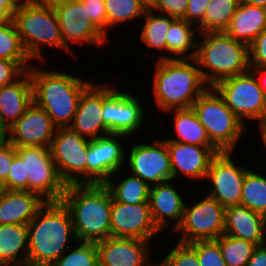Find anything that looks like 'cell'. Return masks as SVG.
Returning <instances> with one entry per match:
<instances>
[{
  "label": "cell",
  "mask_w": 266,
  "mask_h": 266,
  "mask_svg": "<svg viewBox=\"0 0 266 266\" xmlns=\"http://www.w3.org/2000/svg\"><path fill=\"white\" fill-rule=\"evenodd\" d=\"M13 16L3 7L0 6V24L12 21Z\"/></svg>",
  "instance_id": "50"
},
{
  "label": "cell",
  "mask_w": 266,
  "mask_h": 266,
  "mask_svg": "<svg viewBox=\"0 0 266 266\" xmlns=\"http://www.w3.org/2000/svg\"><path fill=\"white\" fill-rule=\"evenodd\" d=\"M255 76L249 70L212 86L242 122L244 118L256 119L260 123L266 120V95Z\"/></svg>",
  "instance_id": "9"
},
{
  "label": "cell",
  "mask_w": 266,
  "mask_h": 266,
  "mask_svg": "<svg viewBox=\"0 0 266 266\" xmlns=\"http://www.w3.org/2000/svg\"><path fill=\"white\" fill-rule=\"evenodd\" d=\"M240 0H211L203 21L197 25L200 33L224 31L233 17Z\"/></svg>",
  "instance_id": "31"
},
{
  "label": "cell",
  "mask_w": 266,
  "mask_h": 266,
  "mask_svg": "<svg viewBox=\"0 0 266 266\" xmlns=\"http://www.w3.org/2000/svg\"><path fill=\"white\" fill-rule=\"evenodd\" d=\"M240 2L266 8V0H240Z\"/></svg>",
  "instance_id": "51"
},
{
  "label": "cell",
  "mask_w": 266,
  "mask_h": 266,
  "mask_svg": "<svg viewBox=\"0 0 266 266\" xmlns=\"http://www.w3.org/2000/svg\"><path fill=\"white\" fill-rule=\"evenodd\" d=\"M211 0H189L188 7L184 16V20L190 23L198 22V25L203 21L205 10Z\"/></svg>",
  "instance_id": "46"
},
{
  "label": "cell",
  "mask_w": 266,
  "mask_h": 266,
  "mask_svg": "<svg viewBox=\"0 0 266 266\" xmlns=\"http://www.w3.org/2000/svg\"><path fill=\"white\" fill-rule=\"evenodd\" d=\"M51 266H99L97 245L95 242L82 241L69 254H63Z\"/></svg>",
  "instance_id": "37"
},
{
  "label": "cell",
  "mask_w": 266,
  "mask_h": 266,
  "mask_svg": "<svg viewBox=\"0 0 266 266\" xmlns=\"http://www.w3.org/2000/svg\"><path fill=\"white\" fill-rule=\"evenodd\" d=\"M201 34L205 37L201 42H197L195 60L200 66L199 70L208 87L250 70L247 44L236 41L224 31Z\"/></svg>",
  "instance_id": "5"
},
{
  "label": "cell",
  "mask_w": 266,
  "mask_h": 266,
  "mask_svg": "<svg viewBox=\"0 0 266 266\" xmlns=\"http://www.w3.org/2000/svg\"><path fill=\"white\" fill-rule=\"evenodd\" d=\"M104 184L111 192L114 201L133 205L149 203L151 186L139 177L129 176L118 185L110 178Z\"/></svg>",
  "instance_id": "30"
},
{
  "label": "cell",
  "mask_w": 266,
  "mask_h": 266,
  "mask_svg": "<svg viewBox=\"0 0 266 266\" xmlns=\"http://www.w3.org/2000/svg\"><path fill=\"white\" fill-rule=\"evenodd\" d=\"M25 70L15 61L0 59V88L12 84Z\"/></svg>",
  "instance_id": "44"
},
{
  "label": "cell",
  "mask_w": 266,
  "mask_h": 266,
  "mask_svg": "<svg viewBox=\"0 0 266 266\" xmlns=\"http://www.w3.org/2000/svg\"><path fill=\"white\" fill-rule=\"evenodd\" d=\"M28 72L32 82L33 103L49 115L57 128L70 126L80 96L92 82L60 71L38 70L36 65L29 67Z\"/></svg>",
  "instance_id": "3"
},
{
  "label": "cell",
  "mask_w": 266,
  "mask_h": 266,
  "mask_svg": "<svg viewBox=\"0 0 266 266\" xmlns=\"http://www.w3.org/2000/svg\"><path fill=\"white\" fill-rule=\"evenodd\" d=\"M146 23L141 31V40L150 48L167 51L166 35L176 19L168 15L156 16L148 9L144 14Z\"/></svg>",
  "instance_id": "32"
},
{
  "label": "cell",
  "mask_w": 266,
  "mask_h": 266,
  "mask_svg": "<svg viewBox=\"0 0 266 266\" xmlns=\"http://www.w3.org/2000/svg\"><path fill=\"white\" fill-rule=\"evenodd\" d=\"M20 77L12 84L0 88V121L6 130L10 129L33 103L32 82L28 70Z\"/></svg>",
  "instance_id": "23"
},
{
  "label": "cell",
  "mask_w": 266,
  "mask_h": 266,
  "mask_svg": "<svg viewBox=\"0 0 266 266\" xmlns=\"http://www.w3.org/2000/svg\"><path fill=\"white\" fill-rule=\"evenodd\" d=\"M144 5H146L149 9L154 4L155 0H140Z\"/></svg>",
  "instance_id": "54"
},
{
  "label": "cell",
  "mask_w": 266,
  "mask_h": 266,
  "mask_svg": "<svg viewBox=\"0 0 266 266\" xmlns=\"http://www.w3.org/2000/svg\"><path fill=\"white\" fill-rule=\"evenodd\" d=\"M22 1L23 0H0V6H3L13 16Z\"/></svg>",
  "instance_id": "48"
},
{
  "label": "cell",
  "mask_w": 266,
  "mask_h": 266,
  "mask_svg": "<svg viewBox=\"0 0 266 266\" xmlns=\"http://www.w3.org/2000/svg\"><path fill=\"white\" fill-rule=\"evenodd\" d=\"M216 241L219 243L222 257L227 266H247V262L257 247L256 244L250 241L226 234L217 238Z\"/></svg>",
  "instance_id": "35"
},
{
  "label": "cell",
  "mask_w": 266,
  "mask_h": 266,
  "mask_svg": "<svg viewBox=\"0 0 266 266\" xmlns=\"http://www.w3.org/2000/svg\"><path fill=\"white\" fill-rule=\"evenodd\" d=\"M143 107L133 95L103 88V121L111 134L130 136L140 129L143 123Z\"/></svg>",
  "instance_id": "13"
},
{
  "label": "cell",
  "mask_w": 266,
  "mask_h": 266,
  "mask_svg": "<svg viewBox=\"0 0 266 266\" xmlns=\"http://www.w3.org/2000/svg\"><path fill=\"white\" fill-rule=\"evenodd\" d=\"M266 28V8L239 2L224 32L248 46Z\"/></svg>",
  "instance_id": "26"
},
{
  "label": "cell",
  "mask_w": 266,
  "mask_h": 266,
  "mask_svg": "<svg viewBox=\"0 0 266 266\" xmlns=\"http://www.w3.org/2000/svg\"><path fill=\"white\" fill-rule=\"evenodd\" d=\"M5 186L2 180L0 179V196L5 192Z\"/></svg>",
  "instance_id": "55"
},
{
  "label": "cell",
  "mask_w": 266,
  "mask_h": 266,
  "mask_svg": "<svg viewBox=\"0 0 266 266\" xmlns=\"http://www.w3.org/2000/svg\"><path fill=\"white\" fill-rule=\"evenodd\" d=\"M231 152H220L211 161L206 174L213 184L208 196L214 198L222 206L241 205L244 176L249 170L238 167L230 158Z\"/></svg>",
  "instance_id": "14"
},
{
  "label": "cell",
  "mask_w": 266,
  "mask_h": 266,
  "mask_svg": "<svg viewBox=\"0 0 266 266\" xmlns=\"http://www.w3.org/2000/svg\"><path fill=\"white\" fill-rule=\"evenodd\" d=\"M112 195L105 184L67 185L61 201L68 208L78 242L111 236Z\"/></svg>",
  "instance_id": "1"
},
{
  "label": "cell",
  "mask_w": 266,
  "mask_h": 266,
  "mask_svg": "<svg viewBox=\"0 0 266 266\" xmlns=\"http://www.w3.org/2000/svg\"><path fill=\"white\" fill-rule=\"evenodd\" d=\"M12 20L31 59L43 58L42 44L65 50L58 17L49 0H23Z\"/></svg>",
  "instance_id": "6"
},
{
  "label": "cell",
  "mask_w": 266,
  "mask_h": 266,
  "mask_svg": "<svg viewBox=\"0 0 266 266\" xmlns=\"http://www.w3.org/2000/svg\"><path fill=\"white\" fill-rule=\"evenodd\" d=\"M96 245L99 266L156 265L147 262L149 243L146 240L110 236L96 242Z\"/></svg>",
  "instance_id": "20"
},
{
  "label": "cell",
  "mask_w": 266,
  "mask_h": 266,
  "mask_svg": "<svg viewBox=\"0 0 266 266\" xmlns=\"http://www.w3.org/2000/svg\"><path fill=\"white\" fill-rule=\"evenodd\" d=\"M259 125H260L259 127H260V131H261L262 139H263L264 145L266 147V120L259 123Z\"/></svg>",
  "instance_id": "52"
},
{
  "label": "cell",
  "mask_w": 266,
  "mask_h": 266,
  "mask_svg": "<svg viewBox=\"0 0 266 266\" xmlns=\"http://www.w3.org/2000/svg\"><path fill=\"white\" fill-rule=\"evenodd\" d=\"M247 266H266V244L257 246L254 249Z\"/></svg>",
  "instance_id": "47"
},
{
  "label": "cell",
  "mask_w": 266,
  "mask_h": 266,
  "mask_svg": "<svg viewBox=\"0 0 266 266\" xmlns=\"http://www.w3.org/2000/svg\"><path fill=\"white\" fill-rule=\"evenodd\" d=\"M225 207L206 195L199 203L189 208L185 204L180 226L182 236L178 242L190 243L197 240H216L224 234Z\"/></svg>",
  "instance_id": "11"
},
{
  "label": "cell",
  "mask_w": 266,
  "mask_h": 266,
  "mask_svg": "<svg viewBox=\"0 0 266 266\" xmlns=\"http://www.w3.org/2000/svg\"><path fill=\"white\" fill-rule=\"evenodd\" d=\"M170 155L172 181L177 173L194 180L205 178L212 159L220 153L215 146H199L175 141H166Z\"/></svg>",
  "instance_id": "19"
},
{
  "label": "cell",
  "mask_w": 266,
  "mask_h": 266,
  "mask_svg": "<svg viewBox=\"0 0 266 266\" xmlns=\"http://www.w3.org/2000/svg\"><path fill=\"white\" fill-rule=\"evenodd\" d=\"M151 144H135L130 152L128 166L132 175L139 177L149 186L172 180L170 155L165 140Z\"/></svg>",
  "instance_id": "16"
},
{
  "label": "cell",
  "mask_w": 266,
  "mask_h": 266,
  "mask_svg": "<svg viewBox=\"0 0 266 266\" xmlns=\"http://www.w3.org/2000/svg\"><path fill=\"white\" fill-rule=\"evenodd\" d=\"M6 190L25 191V168L24 163L15 152L13 145V161L8 174V179L4 183Z\"/></svg>",
  "instance_id": "41"
},
{
  "label": "cell",
  "mask_w": 266,
  "mask_h": 266,
  "mask_svg": "<svg viewBox=\"0 0 266 266\" xmlns=\"http://www.w3.org/2000/svg\"><path fill=\"white\" fill-rule=\"evenodd\" d=\"M193 24L184 19H175L166 35L167 52L174 57L161 56L160 59H195L197 42H195ZM194 49L190 54H185L189 49ZM179 56V57H178ZM177 57V58H176Z\"/></svg>",
  "instance_id": "28"
},
{
  "label": "cell",
  "mask_w": 266,
  "mask_h": 266,
  "mask_svg": "<svg viewBox=\"0 0 266 266\" xmlns=\"http://www.w3.org/2000/svg\"><path fill=\"white\" fill-rule=\"evenodd\" d=\"M250 68L266 67V28L249 45Z\"/></svg>",
  "instance_id": "42"
},
{
  "label": "cell",
  "mask_w": 266,
  "mask_h": 266,
  "mask_svg": "<svg viewBox=\"0 0 266 266\" xmlns=\"http://www.w3.org/2000/svg\"><path fill=\"white\" fill-rule=\"evenodd\" d=\"M264 240L266 244V214L264 215Z\"/></svg>",
  "instance_id": "56"
},
{
  "label": "cell",
  "mask_w": 266,
  "mask_h": 266,
  "mask_svg": "<svg viewBox=\"0 0 266 266\" xmlns=\"http://www.w3.org/2000/svg\"><path fill=\"white\" fill-rule=\"evenodd\" d=\"M169 182L171 181L168 180L150 187L149 204L151 215L160 231L170 226L169 218L175 220L174 230H176L180 226L184 215L185 203Z\"/></svg>",
  "instance_id": "22"
},
{
  "label": "cell",
  "mask_w": 266,
  "mask_h": 266,
  "mask_svg": "<svg viewBox=\"0 0 266 266\" xmlns=\"http://www.w3.org/2000/svg\"><path fill=\"white\" fill-rule=\"evenodd\" d=\"M174 112L175 131L179 138H170L166 141L199 146H214L207 135L205 127L200 123L192 108L175 109Z\"/></svg>",
  "instance_id": "29"
},
{
  "label": "cell",
  "mask_w": 266,
  "mask_h": 266,
  "mask_svg": "<svg viewBox=\"0 0 266 266\" xmlns=\"http://www.w3.org/2000/svg\"><path fill=\"white\" fill-rule=\"evenodd\" d=\"M250 70L257 75L262 74V77L260 76L259 79L257 78L259 82V86L263 89L265 95H266V67H259V68H250ZM261 73V74H260Z\"/></svg>",
  "instance_id": "49"
},
{
  "label": "cell",
  "mask_w": 266,
  "mask_h": 266,
  "mask_svg": "<svg viewBox=\"0 0 266 266\" xmlns=\"http://www.w3.org/2000/svg\"><path fill=\"white\" fill-rule=\"evenodd\" d=\"M28 241L27 225H0V266H28Z\"/></svg>",
  "instance_id": "27"
},
{
  "label": "cell",
  "mask_w": 266,
  "mask_h": 266,
  "mask_svg": "<svg viewBox=\"0 0 266 266\" xmlns=\"http://www.w3.org/2000/svg\"><path fill=\"white\" fill-rule=\"evenodd\" d=\"M15 152L24 163L25 191L37 193L46 201H60L66 184L57 172L50 148L15 146Z\"/></svg>",
  "instance_id": "8"
},
{
  "label": "cell",
  "mask_w": 266,
  "mask_h": 266,
  "mask_svg": "<svg viewBox=\"0 0 266 266\" xmlns=\"http://www.w3.org/2000/svg\"><path fill=\"white\" fill-rule=\"evenodd\" d=\"M157 266H200L196 251L188 244L178 242Z\"/></svg>",
  "instance_id": "39"
},
{
  "label": "cell",
  "mask_w": 266,
  "mask_h": 266,
  "mask_svg": "<svg viewBox=\"0 0 266 266\" xmlns=\"http://www.w3.org/2000/svg\"><path fill=\"white\" fill-rule=\"evenodd\" d=\"M0 59L15 61L25 71L29 69L27 62L31 58L22 45L13 20L0 24Z\"/></svg>",
  "instance_id": "33"
},
{
  "label": "cell",
  "mask_w": 266,
  "mask_h": 266,
  "mask_svg": "<svg viewBox=\"0 0 266 266\" xmlns=\"http://www.w3.org/2000/svg\"><path fill=\"white\" fill-rule=\"evenodd\" d=\"M107 27L144 16L149 9L140 0H105Z\"/></svg>",
  "instance_id": "36"
},
{
  "label": "cell",
  "mask_w": 266,
  "mask_h": 266,
  "mask_svg": "<svg viewBox=\"0 0 266 266\" xmlns=\"http://www.w3.org/2000/svg\"><path fill=\"white\" fill-rule=\"evenodd\" d=\"M196 65L195 59L158 60L153 91L156 103L162 110L171 112L191 108L207 89L208 85Z\"/></svg>",
  "instance_id": "4"
},
{
  "label": "cell",
  "mask_w": 266,
  "mask_h": 266,
  "mask_svg": "<svg viewBox=\"0 0 266 266\" xmlns=\"http://www.w3.org/2000/svg\"><path fill=\"white\" fill-rule=\"evenodd\" d=\"M56 129L49 115L32 103L7 130V140L14 146L50 147Z\"/></svg>",
  "instance_id": "18"
},
{
  "label": "cell",
  "mask_w": 266,
  "mask_h": 266,
  "mask_svg": "<svg viewBox=\"0 0 266 266\" xmlns=\"http://www.w3.org/2000/svg\"><path fill=\"white\" fill-rule=\"evenodd\" d=\"M224 234L263 245L264 215L242 205L226 207Z\"/></svg>",
  "instance_id": "25"
},
{
  "label": "cell",
  "mask_w": 266,
  "mask_h": 266,
  "mask_svg": "<svg viewBox=\"0 0 266 266\" xmlns=\"http://www.w3.org/2000/svg\"><path fill=\"white\" fill-rule=\"evenodd\" d=\"M93 82L83 91L80 96L77 112L70 126L80 136L90 140L110 134L103 121V87ZM102 132L101 134H98ZM103 134V135H102Z\"/></svg>",
  "instance_id": "21"
},
{
  "label": "cell",
  "mask_w": 266,
  "mask_h": 266,
  "mask_svg": "<svg viewBox=\"0 0 266 266\" xmlns=\"http://www.w3.org/2000/svg\"><path fill=\"white\" fill-rule=\"evenodd\" d=\"M46 200L34 192L5 190L0 196V225H27Z\"/></svg>",
  "instance_id": "24"
},
{
  "label": "cell",
  "mask_w": 266,
  "mask_h": 266,
  "mask_svg": "<svg viewBox=\"0 0 266 266\" xmlns=\"http://www.w3.org/2000/svg\"><path fill=\"white\" fill-rule=\"evenodd\" d=\"M13 161V144L8 140L0 142V179L5 183Z\"/></svg>",
  "instance_id": "45"
},
{
  "label": "cell",
  "mask_w": 266,
  "mask_h": 266,
  "mask_svg": "<svg viewBox=\"0 0 266 266\" xmlns=\"http://www.w3.org/2000/svg\"><path fill=\"white\" fill-rule=\"evenodd\" d=\"M57 14L65 51L70 54L69 43L101 45L107 37L91 22L80 0H49ZM69 41V42H68Z\"/></svg>",
  "instance_id": "12"
},
{
  "label": "cell",
  "mask_w": 266,
  "mask_h": 266,
  "mask_svg": "<svg viewBox=\"0 0 266 266\" xmlns=\"http://www.w3.org/2000/svg\"><path fill=\"white\" fill-rule=\"evenodd\" d=\"M193 111L205 127L211 143L220 152H231L245 130L242 122L213 87H208L193 103Z\"/></svg>",
  "instance_id": "7"
},
{
  "label": "cell",
  "mask_w": 266,
  "mask_h": 266,
  "mask_svg": "<svg viewBox=\"0 0 266 266\" xmlns=\"http://www.w3.org/2000/svg\"><path fill=\"white\" fill-rule=\"evenodd\" d=\"M241 205L266 214V178L248 170L242 185Z\"/></svg>",
  "instance_id": "34"
},
{
  "label": "cell",
  "mask_w": 266,
  "mask_h": 266,
  "mask_svg": "<svg viewBox=\"0 0 266 266\" xmlns=\"http://www.w3.org/2000/svg\"><path fill=\"white\" fill-rule=\"evenodd\" d=\"M6 135H7V130L0 121V142L7 140Z\"/></svg>",
  "instance_id": "53"
},
{
  "label": "cell",
  "mask_w": 266,
  "mask_h": 266,
  "mask_svg": "<svg viewBox=\"0 0 266 266\" xmlns=\"http://www.w3.org/2000/svg\"><path fill=\"white\" fill-rule=\"evenodd\" d=\"M91 22L106 36L107 13L105 0H80Z\"/></svg>",
  "instance_id": "40"
},
{
  "label": "cell",
  "mask_w": 266,
  "mask_h": 266,
  "mask_svg": "<svg viewBox=\"0 0 266 266\" xmlns=\"http://www.w3.org/2000/svg\"><path fill=\"white\" fill-rule=\"evenodd\" d=\"M189 0H155L151 10L155 9L176 19H183L188 7Z\"/></svg>",
  "instance_id": "43"
},
{
  "label": "cell",
  "mask_w": 266,
  "mask_h": 266,
  "mask_svg": "<svg viewBox=\"0 0 266 266\" xmlns=\"http://www.w3.org/2000/svg\"><path fill=\"white\" fill-rule=\"evenodd\" d=\"M188 244L196 251L200 266H227L216 240H197Z\"/></svg>",
  "instance_id": "38"
},
{
  "label": "cell",
  "mask_w": 266,
  "mask_h": 266,
  "mask_svg": "<svg viewBox=\"0 0 266 266\" xmlns=\"http://www.w3.org/2000/svg\"><path fill=\"white\" fill-rule=\"evenodd\" d=\"M28 227V266H51L77 241L68 208L60 201H46ZM71 239V240H70Z\"/></svg>",
  "instance_id": "2"
},
{
  "label": "cell",
  "mask_w": 266,
  "mask_h": 266,
  "mask_svg": "<svg viewBox=\"0 0 266 266\" xmlns=\"http://www.w3.org/2000/svg\"><path fill=\"white\" fill-rule=\"evenodd\" d=\"M120 134H107L90 140L87 152V184H104L122 169L125 159Z\"/></svg>",
  "instance_id": "15"
},
{
  "label": "cell",
  "mask_w": 266,
  "mask_h": 266,
  "mask_svg": "<svg viewBox=\"0 0 266 266\" xmlns=\"http://www.w3.org/2000/svg\"><path fill=\"white\" fill-rule=\"evenodd\" d=\"M90 139L71 127H56L50 145L52 159L61 180L67 185L87 184V152ZM83 177L80 179V175ZM86 177H85V176Z\"/></svg>",
  "instance_id": "10"
},
{
  "label": "cell",
  "mask_w": 266,
  "mask_h": 266,
  "mask_svg": "<svg viewBox=\"0 0 266 266\" xmlns=\"http://www.w3.org/2000/svg\"><path fill=\"white\" fill-rule=\"evenodd\" d=\"M161 232L155 225L149 203L125 204L112 200L111 236L149 241Z\"/></svg>",
  "instance_id": "17"
}]
</instances>
